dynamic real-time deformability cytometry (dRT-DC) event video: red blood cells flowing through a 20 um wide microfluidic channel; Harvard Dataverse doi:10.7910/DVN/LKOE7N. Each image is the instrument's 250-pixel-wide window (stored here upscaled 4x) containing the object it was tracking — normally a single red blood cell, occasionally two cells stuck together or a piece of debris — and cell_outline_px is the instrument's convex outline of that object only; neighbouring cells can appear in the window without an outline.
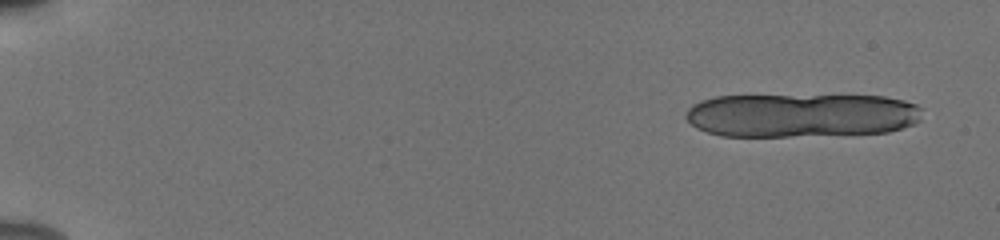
{"species": "human", "species_latin": "Homo sapiens", "temperature_condition": "cold", "stored_images_in_passage": 16, "camera_frame_rate_fps": 3000, "um_per_image_px": 0.085, "donor": {"sex": "male"}, "frame": {"image": 1, "passage_image": 4, "time_ms": 1.0, "image_size_px": [1000, 240], "cell_outline_px": [[924, 108], [920, 120], [916, 124], [888, 132], [788, 136], [720, 136], [696, 128], [684, 116], [688, 108], [692, 104], [700, 100], [716, 96], [884, 96], [904, 100], [916, 104]], "centroid_in_image_um": [68.13, 9.79], "position_along_channel_um": 16.9, "area_um2": 60.63}}